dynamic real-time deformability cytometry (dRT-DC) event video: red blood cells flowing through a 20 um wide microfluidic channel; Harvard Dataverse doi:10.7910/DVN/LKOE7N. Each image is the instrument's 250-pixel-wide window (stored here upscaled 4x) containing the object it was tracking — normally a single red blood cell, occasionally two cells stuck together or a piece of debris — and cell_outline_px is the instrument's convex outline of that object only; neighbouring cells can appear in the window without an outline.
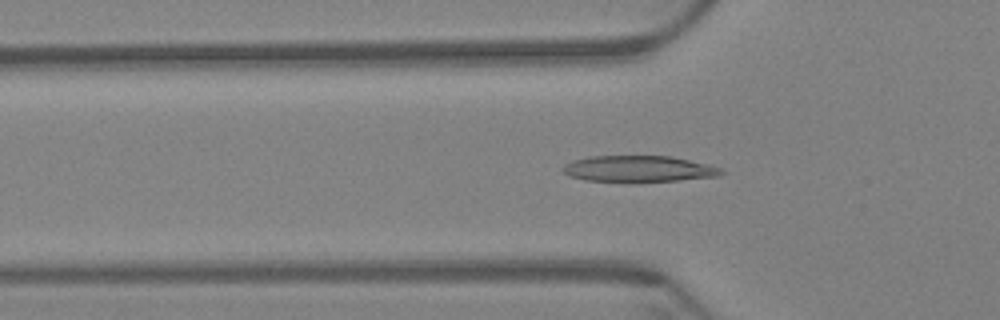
{"species": "Egyptian fruit bat (a non-hibernating species)", "species_latin": "Rousettus aegyptiacus", "temperature_condition": "warm", "stored_images_in_passage": 60, "camera_frame_rate_fps": 3000, "um_per_image_px": 0.085, "animal": {"sex": "female"}, "frame": {"image": 1, "passage_image": 20, "time_ms": 6.333, "image_size_px": [1000, 320], "cell_outline_px": [[724, 172], [720, 176], [680, 180], [632, 184], [628, 184], [584, 180], [568, 176], [560, 168], [564, 164], [572, 160], [588, 156], [672, 156], [708, 164], [720, 168]], "centroid_in_image_um": [54.23, 14.38], "position_along_channel_um": 71.6, "area_um2": 25.26}}
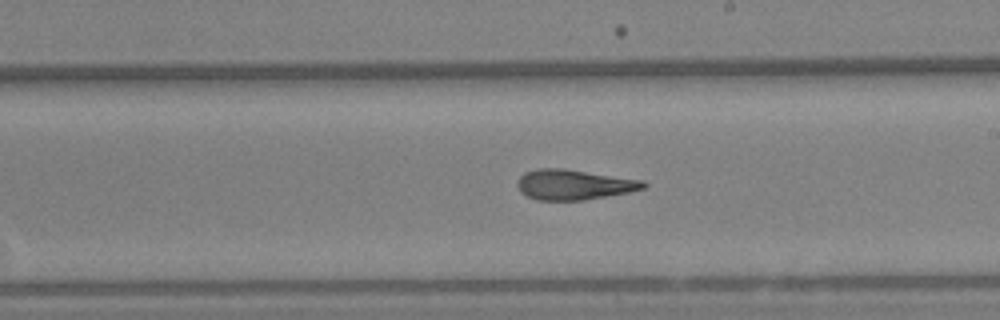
{"frame": {"image": 2, "passage_image": 35, "time_ms": 11.333, "image_size_px": [1000, 320], "cell_outline_px": [[648, 184], [644, 188], [628, 192], [584, 200], [536, 200], [520, 192], [516, 184], [516, 180], [524, 172], [536, 168], [564, 168], [644, 180]], "centroid_in_image_um": [48.75, 15.68], "position_along_channel_um": 240.3, "area_um2": 22.37}}
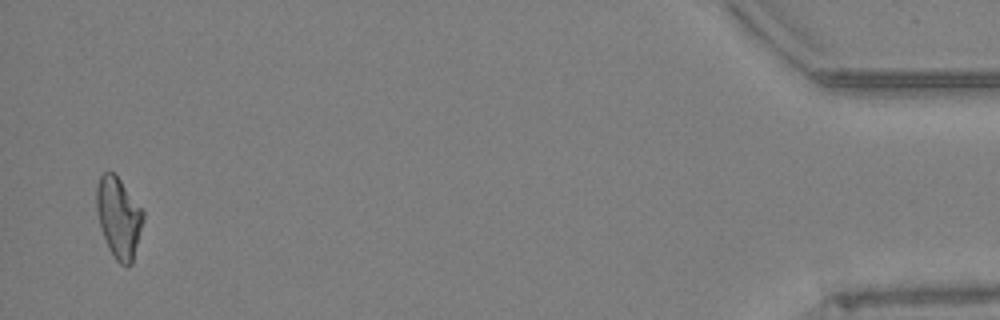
{"frame": {"image": 3, "passage_image": 59, "time_ms": 19.333, "image_size_px": [1000, 320], "cell_outline_px": [[144, 220], [132, 264], [120, 264], [116, 260], [108, 248], [100, 224], [96, 208], [96, 188], [100, 176], [104, 172], [112, 172], [120, 180], [144, 212]], "centroid_in_image_um": [10.09, 18.5], "position_along_channel_um": 425.1, "area_um2": 21.62}, "authors_computed_cell_mechanics": {"area_um2": 22.4842, "velocity_mm_per_s": 3.384, "shape_relaxation_time_tau1_ms": null, "shape_relaxation_time_tau2_ms": 3.785, "deformation_change_tau1": null, "deformation_change_tau2": 0.135}}